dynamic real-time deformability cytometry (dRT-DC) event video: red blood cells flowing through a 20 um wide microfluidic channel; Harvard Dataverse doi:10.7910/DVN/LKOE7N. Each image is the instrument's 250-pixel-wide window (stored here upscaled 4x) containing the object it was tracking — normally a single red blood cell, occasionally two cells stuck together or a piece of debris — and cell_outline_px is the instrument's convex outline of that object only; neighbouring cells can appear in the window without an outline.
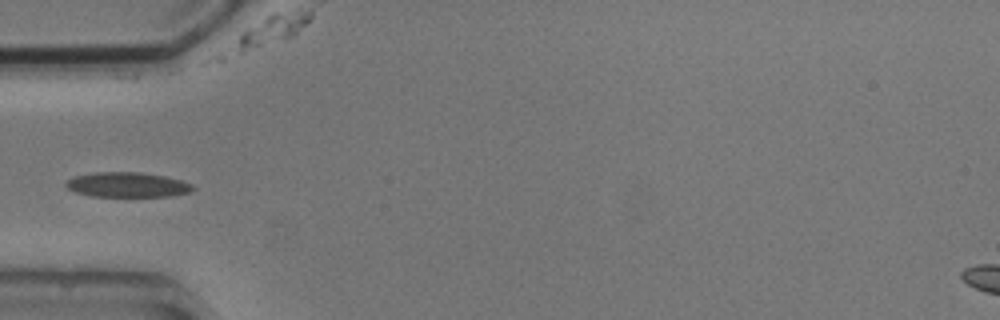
{"species": "common noctule bat (a hibernating species)", "species_latin": "Nyctalus noctula", "temperature_condition": "cold", "stored_images_in_passage": 6, "camera_frame_rate_fps": 3000, "um_per_image_px": 0.085, "animal": {"sex": "male", "body_mass_g": 20.5, "forearm_length_mm": 52.5}, "frame": {"image": 1, "passage_image": 4, "time_ms": 4.333, "image_size_px": [1000, 320], "cell_outline_px": [[196, 188], [188, 192], [172, 196], [92, 196], [76, 192], [68, 188], [64, 184], [68, 180], [76, 176], [96, 172], [140, 172], [164, 176], [180, 180], [192, 184]], "centroid_in_image_um": [10.84, 15.7], "position_along_channel_um": 74.2, "area_um2": 18.21}}